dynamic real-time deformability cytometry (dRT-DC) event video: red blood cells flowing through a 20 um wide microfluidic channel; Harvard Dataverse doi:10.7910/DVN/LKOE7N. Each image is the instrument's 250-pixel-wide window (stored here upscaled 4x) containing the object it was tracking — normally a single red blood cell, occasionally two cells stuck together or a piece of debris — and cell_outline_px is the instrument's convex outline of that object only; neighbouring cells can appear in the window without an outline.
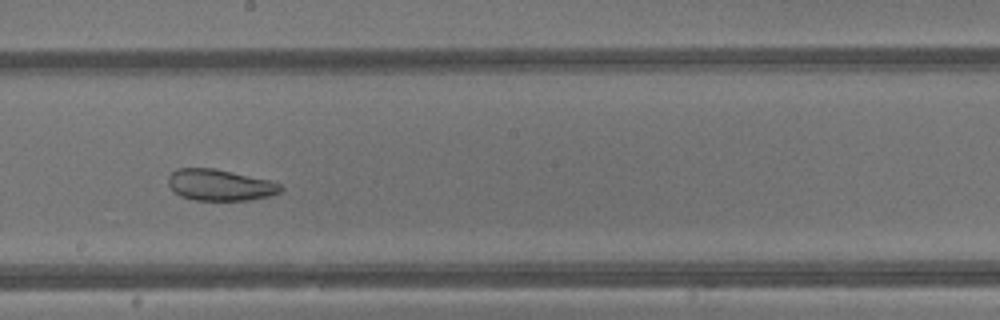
{"species": "common noctule bat (a hibernating species)", "species_latin": "Nyctalus noctula", "temperature_condition": "warm", "stored_images_in_passage": 33, "camera_frame_rate_fps": 3000, "um_per_image_px": 0.085, "animal": {"sex": "male", "body_mass_g": 13.3}, "frame": {"image": 1, "passage_image": 15, "time_ms": 4.667, "image_size_px": [1000, 320], "cell_outline_px": [[284, 188], [280, 192], [268, 196], [252, 200], [196, 200], [180, 196], [168, 184], [168, 176], [176, 168], [212, 168], [268, 180], [280, 184]], "centroid_in_image_um": [18.68, 15.73], "position_along_channel_um": 229.5, "area_um2": 20.29}}
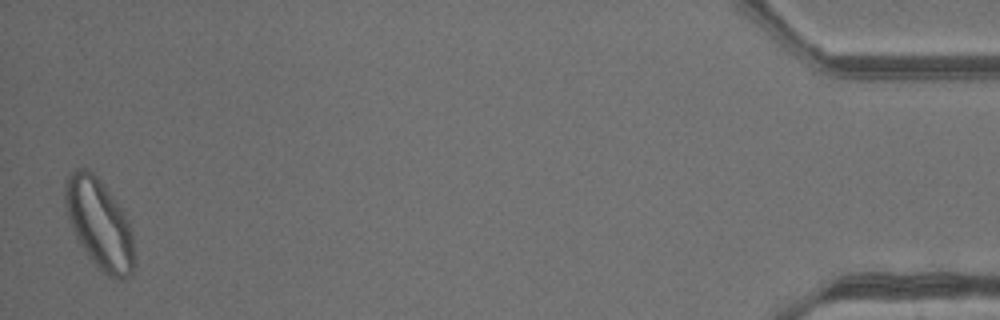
{"frame": {"image": 2, "passage_image": 33, "time_ms": 10.667, "image_size_px": [1000, 320], "cell_outline_px": [[132, 272], [128, 276], [120, 280], [112, 280], [92, 260], [80, 244], [72, 228], [68, 216], [64, 196], [64, 188], [68, 176], [76, 168], [88, 168], [100, 180], [120, 208], [128, 220], [132, 232]], "centroid_in_image_um": [8.42, 19.01], "position_along_channel_um": 426.8, "area_um2": 35.26}, "authors_computed_cell_mechanics": {"area_um2": 25.6632, "velocity_mm_per_s": 4.8409, "shape_relaxation_time_tau1_ms": null, "shape_relaxation_time_tau2_ms": 1.2801, "deformation_change_tau1": null, "deformation_change_tau2": 0.0816}}